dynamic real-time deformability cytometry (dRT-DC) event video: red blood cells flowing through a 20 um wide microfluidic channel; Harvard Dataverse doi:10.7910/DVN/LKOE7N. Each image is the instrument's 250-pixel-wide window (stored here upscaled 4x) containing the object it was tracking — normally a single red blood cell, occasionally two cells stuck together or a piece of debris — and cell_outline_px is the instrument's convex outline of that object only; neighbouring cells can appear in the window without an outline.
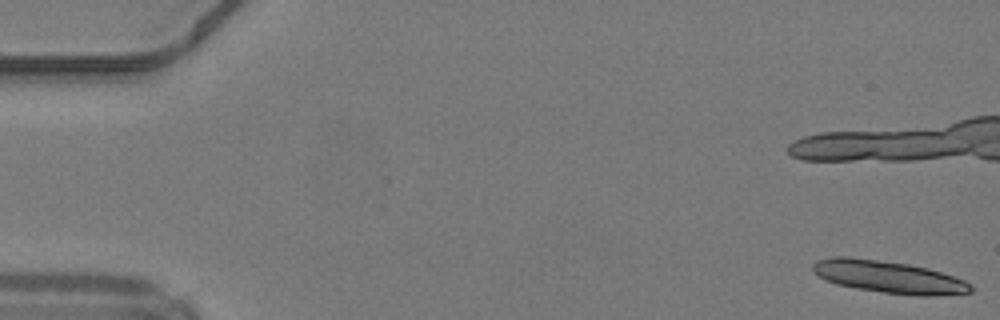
{"species": "common noctule bat (a hibernating species)", "species_latin": "Nyctalus noctula", "temperature_condition": "warm", "stored_images_in_passage": 8, "camera_frame_rate_fps": 3000, "um_per_image_px": 0.085, "animal": {"sex": "male", "body_mass_g": 19.2, "forearm_length_mm": 51.8}, "frame": {"image": 1, "passage_image": 1, "time_ms": 0.0, "image_size_px": [1000, 320], "cell_outline_px": [[972, 292], [928, 296], [924, 296], [884, 292], [856, 288], [836, 284], [824, 280], [812, 272], [812, 264], [816, 260], [832, 256], [848, 256], [908, 264], [928, 268], [964, 280], [972, 284]], "centroid_in_image_um": [75.47, 23.52], "position_along_channel_um": 9.5, "area_um2": 29.65}}